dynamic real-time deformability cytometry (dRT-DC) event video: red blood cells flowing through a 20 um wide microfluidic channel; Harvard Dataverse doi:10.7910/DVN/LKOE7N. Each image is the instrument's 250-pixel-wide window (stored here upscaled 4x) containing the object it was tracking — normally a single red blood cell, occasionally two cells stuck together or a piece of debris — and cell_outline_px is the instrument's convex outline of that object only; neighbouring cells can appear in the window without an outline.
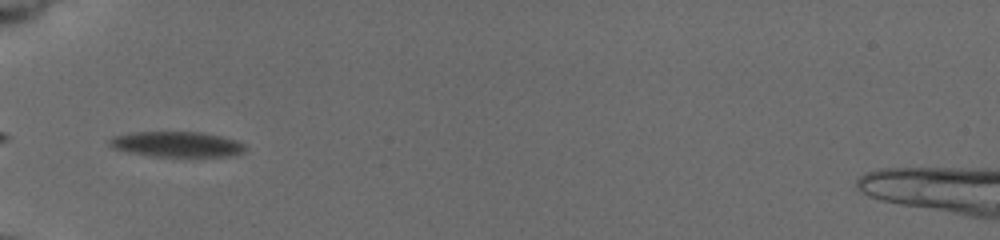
{"species": "common noctule bat (a hibernating species)", "species_latin": "Nyctalus noctula", "temperature_condition": "cold", "stored_images_in_passage": 2, "camera_frame_rate_fps": 3000, "um_per_image_px": 0.085, "animal": {"sex": "female", "body_mass_g": 19.5, "forearm_length_mm": 54.1}, "frame": {"image": 1, "passage_image": 1, "time_ms": 0.0, "image_size_px": [1000, 240], "cell_outline_px": [[248, 148], [244, 152], [232, 156], [152, 156], [112, 148], [108, 144], [108, 140], [112, 136], [136, 132], [200, 132], [220, 136], [236, 140], [244, 144]], "centroid_in_image_um": [15.05, 12.26], "position_along_channel_um": 70.0, "area_um2": 20.0}}